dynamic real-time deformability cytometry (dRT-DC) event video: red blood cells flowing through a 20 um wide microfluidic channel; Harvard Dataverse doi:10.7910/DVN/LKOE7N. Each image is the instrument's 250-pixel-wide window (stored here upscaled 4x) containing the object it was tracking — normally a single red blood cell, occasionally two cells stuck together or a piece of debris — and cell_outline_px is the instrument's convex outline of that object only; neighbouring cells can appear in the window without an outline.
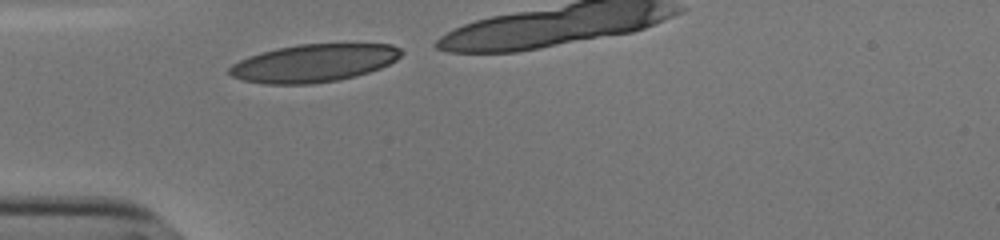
{"species": "human", "species_latin": "Homo sapiens", "temperature_condition": "cold", "stored_images_in_passage": 8, "camera_frame_rate_fps": 3000, "um_per_image_px": 0.085, "donor": {"sex": "male"}, "frame": {"image": 1, "passage_image": 1, "time_ms": 0.0, "image_size_px": [1000, 240], "cell_outline_px": [[404, 52], [396, 60], [380, 68], [356, 76], [336, 80], [312, 84], [264, 84], [244, 80], [232, 76], [228, 72], [228, 68], [232, 64], [248, 56], [260, 52], [276, 48], [300, 44], [392, 44], [400, 48]], "centroid_in_image_um": [26.66, 5.36], "position_along_channel_um": 58.3, "area_um2": 37.86}}
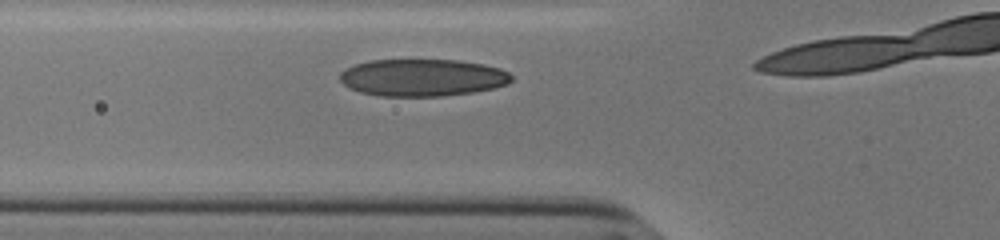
{"frame": {"image": 2, "passage_image": 4, "time_ms": 1.0, "image_size_px": [1000, 240], "cell_outline_px": [[512, 80], [508, 84], [492, 88], [472, 92], [444, 96], [380, 96], [360, 92], [348, 88], [340, 80], [340, 72], [344, 68], [368, 60], [456, 60], [484, 64], [500, 68], [508, 72], [512, 76]], "centroid_in_image_um": [35.89, 6.59], "position_along_channel_um": 89.9, "area_um2": 37.34}}
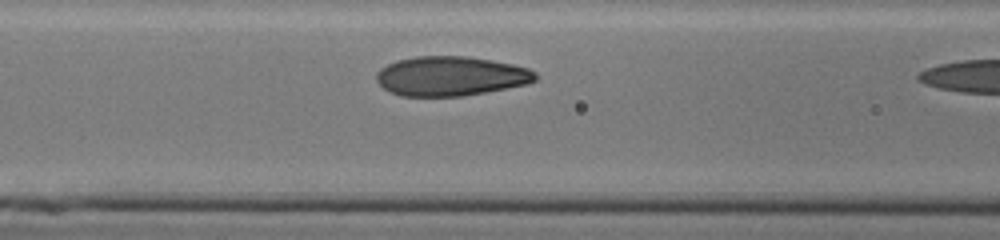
{"frame": {"image": 3, "passage_image": 7, "time_ms": 2.0, "image_size_px": [1000, 240], "cell_outline_px": [[536, 80], [528, 84], [484, 92], [460, 96], [400, 96], [384, 88], [376, 80], [376, 72], [380, 68], [396, 60], [416, 56], [468, 56], [492, 60], [512, 64], [528, 68], [536, 72]], "centroid_in_image_um": [38.3, 6.46], "position_along_channel_um": 128.3, "area_um2": 36.59}}